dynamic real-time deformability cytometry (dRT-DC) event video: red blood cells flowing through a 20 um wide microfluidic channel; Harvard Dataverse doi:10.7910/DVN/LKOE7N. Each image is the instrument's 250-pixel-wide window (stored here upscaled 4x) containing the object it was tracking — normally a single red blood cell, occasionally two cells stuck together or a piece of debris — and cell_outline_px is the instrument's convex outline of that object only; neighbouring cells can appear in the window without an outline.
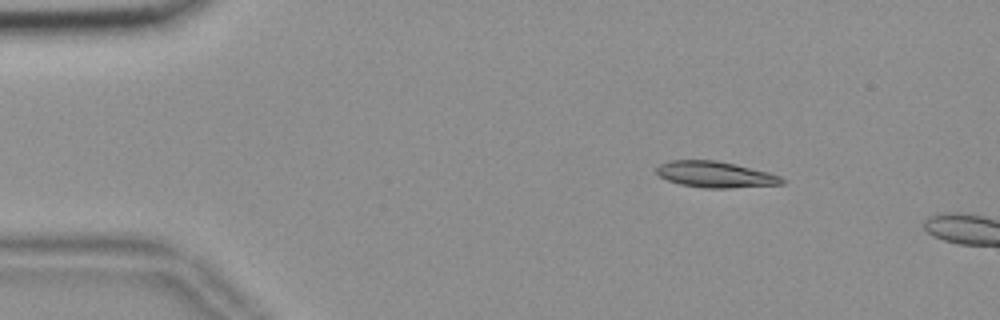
{"species": "common noctule bat (a hibernating species)", "species_latin": "Nyctalus noctula", "temperature_condition": "room temperature", "stored_images_in_passage": 9, "camera_frame_rate_fps": 3000, "um_per_image_px": 0.085, "animal": {"sex": "female", "body_mass_g": 18.4}, "frame": {"image": 1, "passage_image": 6, "time_ms": 1.667, "image_size_px": [1000, 320], "cell_outline_px": [[784, 184], [728, 188], [704, 188], [680, 184], [668, 180], [660, 176], [656, 172], [656, 168], [660, 164], [668, 160], [716, 160], [736, 164], [768, 172], [780, 176], [784, 180]], "centroid_in_image_um": [60.79, 14.82], "position_along_channel_um": 24.2, "area_um2": 19.07}}